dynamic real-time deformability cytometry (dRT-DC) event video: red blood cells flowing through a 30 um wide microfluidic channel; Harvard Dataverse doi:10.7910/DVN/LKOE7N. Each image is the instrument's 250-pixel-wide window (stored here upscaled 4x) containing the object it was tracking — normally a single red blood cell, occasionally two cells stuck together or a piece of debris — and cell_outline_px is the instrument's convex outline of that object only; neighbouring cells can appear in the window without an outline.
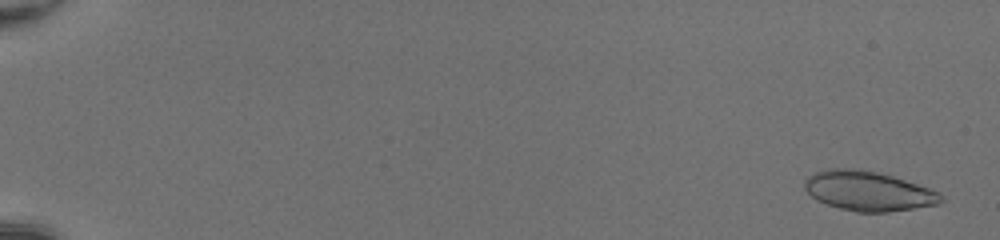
{"species": "common noctule bat (a hibernating species)", "species_latin": "Nyctalus noctula", "temperature_condition": "room temperature", "stored_images_in_passage": 51, "segment_of_instrument_passage": [1, 2], "camera_frame_rate_fps": 3000, "um_per_image_px": 0.085, "animal": {"sex": "female", "body_mass_g": 20.0, "forearm_length_mm": 54.0}, "frame": {"image": 1, "passage_image": 2, "time_ms": 0.333, "image_size_px": [1000, 240], "cell_outline_px": [[944, 200], [940, 204], [888, 212], [856, 212], [840, 208], [816, 200], [804, 188], [804, 180], [808, 176], [816, 172], [828, 168], [860, 168], [892, 176], [940, 192], [944, 196]], "centroid_in_image_um": [73.8, 16.23], "position_along_channel_um": 11.2, "area_um2": 31.5}}
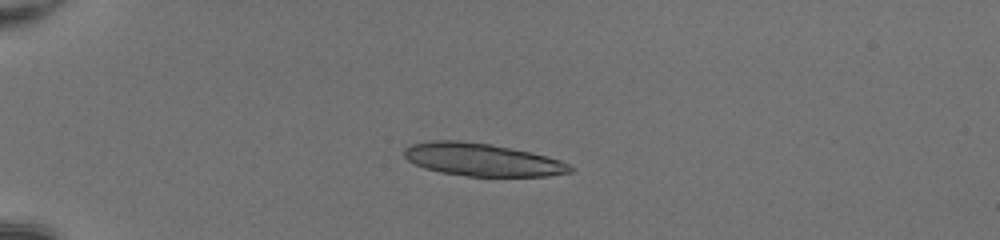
{"frame": {"image": 2, "passage_image": 15, "time_ms": 4.667, "image_size_px": [1000, 240], "cell_outline_px": [[576, 168], [572, 172], [548, 176], [468, 176], [440, 172], [424, 168], [408, 160], [404, 156], [404, 148], [412, 144], [432, 140], [456, 140], [488, 144], [532, 152], [548, 156], [560, 160]], "centroid_in_image_um": [41.01, 13.58], "position_along_channel_um": 44.0, "area_um2": 31.62}}